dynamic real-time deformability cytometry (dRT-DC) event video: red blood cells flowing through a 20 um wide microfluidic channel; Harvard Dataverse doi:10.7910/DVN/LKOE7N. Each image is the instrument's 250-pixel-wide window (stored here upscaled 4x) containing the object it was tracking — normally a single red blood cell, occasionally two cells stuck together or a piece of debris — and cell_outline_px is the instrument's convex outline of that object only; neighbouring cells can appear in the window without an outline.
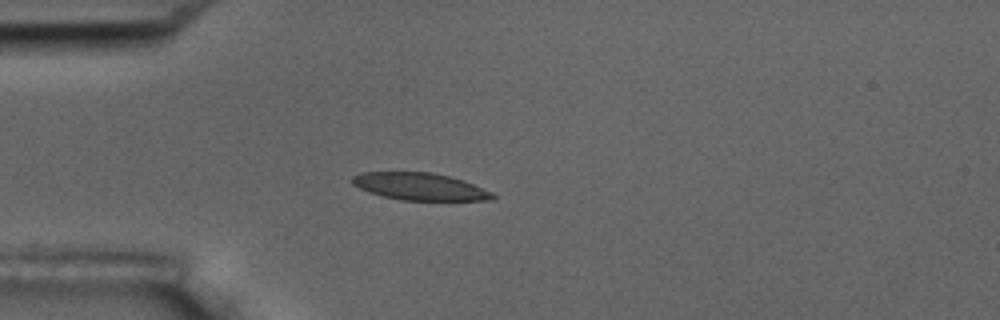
{"species": "common noctule bat (a hibernating species)", "species_latin": "Nyctalus noctula", "temperature_condition": "room temperature", "stored_images_in_passage": 9, "camera_frame_rate_fps": 3000, "um_per_image_px": 0.085, "animal": {"sex": "male", "body_mass_g": 17.5, "forearm_length_mm": 52.3}, "frame": {"image": 1, "passage_image": 4, "time_ms": 3.667, "image_size_px": [1000, 320], "cell_outline_px": [[496, 196], [492, 200], [400, 200], [368, 192], [352, 184], [348, 180], [352, 176], [364, 172], [432, 172], [464, 180], [492, 192]], "centroid_in_image_um": [35.66, 15.85], "position_along_channel_um": 49.3, "area_um2": 22.31}}
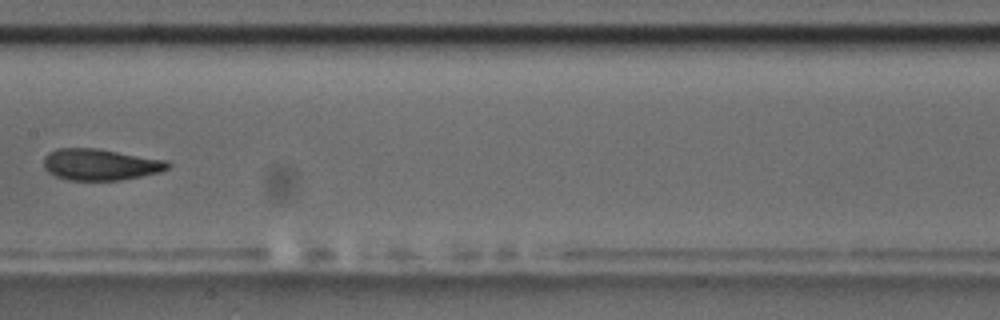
{"frame": {"image": 2, "passage_image": 8, "time_ms": 8.333, "image_size_px": [1000, 320], "cell_outline_px": [[172, 164], [168, 168], [160, 172], [120, 180], [68, 180], [56, 176], [48, 172], [44, 168], [44, 156], [48, 152], [56, 148], [96, 148], [168, 160]], "centroid_in_image_um": [8.52, 13.98], "position_along_channel_um": 198.9, "area_um2": 22.83}}
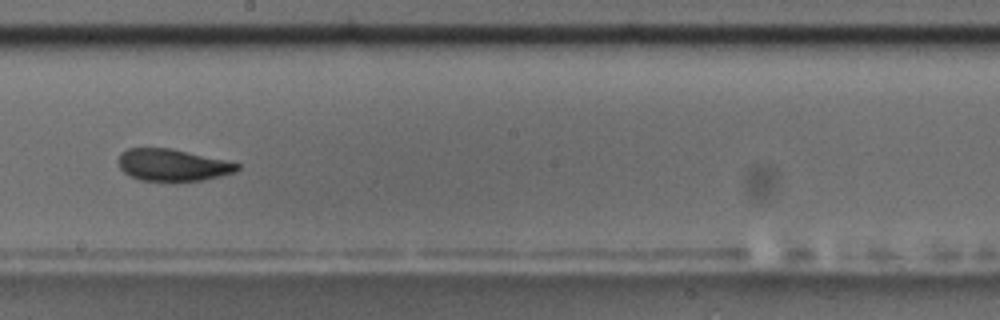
{"frame": {"image": 3, "passage_image": 9, "time_ms": 9.333, "image_size_px": [1000, 320], "cell_outline_px": [[240, 168], [236, 172], [220, 176], [200, 180], [176, 184], [140, 180], [124, 172], [120, 168], [116, 160], [120, 152], [128, 148], [172, 148], [224, 160], [240, 164]], "centroid_in_image_um": [14.63, 14.06], "position_along_channel_um": 233.6, "area_um2": 22.83}}